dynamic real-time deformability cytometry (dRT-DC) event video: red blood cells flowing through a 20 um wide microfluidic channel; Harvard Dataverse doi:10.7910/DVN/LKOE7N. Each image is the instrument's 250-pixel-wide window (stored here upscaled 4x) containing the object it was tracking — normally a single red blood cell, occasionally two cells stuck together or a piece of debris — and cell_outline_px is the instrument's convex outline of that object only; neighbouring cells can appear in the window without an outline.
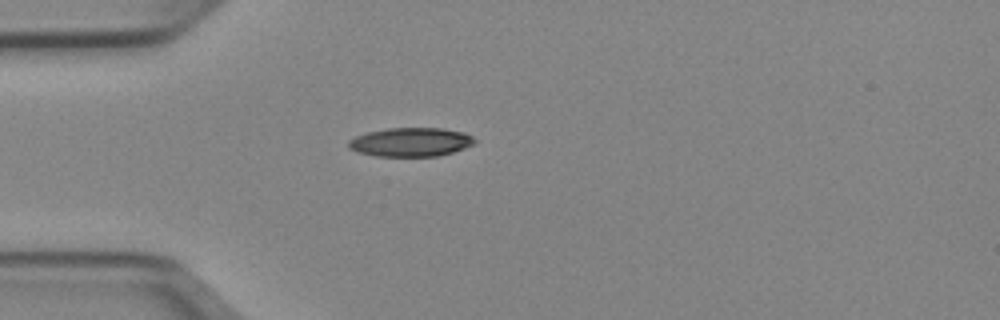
{"species": "Egyptian fruit bat (a non-hibernating species)", "species_latin": "Rousettus aegyptiacus", "temperature_condition": "cold", "stored_images_in_passage": 38, "camera_frame_rate_fps": 3000, "um_per_image_px": 0.085, "animal": {"sex": "female"}, "frame": {"image": 1, "passage_image": 1, "time_ms": 0.0, "image_size_px": [1000, 320], "cell_outline_px": [[476, 144], [452, 152], [436, 156], [376, 156], [356, 152], [348, 148], [348, 140], [356, 136], [368, 132], [388, 128], [444, 128], [464, 132], [472, 136], [476, 140]], "centroid_in_image_um": [34.91, 12.07], "position_along_channel_um": 50.1, "area_um2": 21.33}}
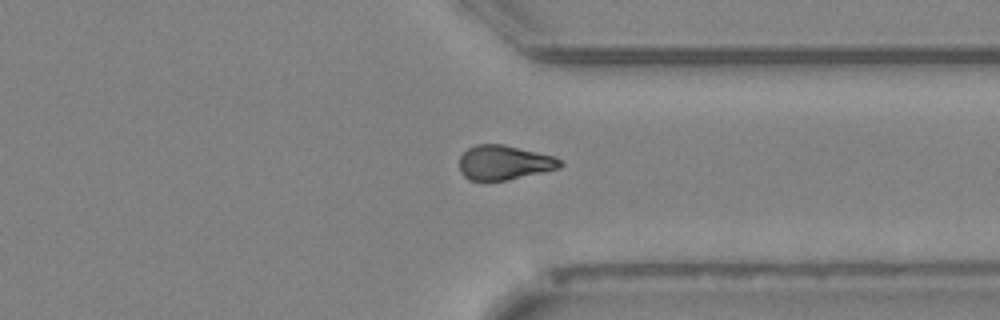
{"frame": {"image": 2, "passage_image": 26, "time_ms": 8.333, "image_size_px": [1000, 320], "cell_outline_px": [[564, 164], [560, 168], [508, 180], [468, 180], [460, 172], [460, 156], [468, 148], [476, 144], [504, 144], [556, 156], [564, 160]], "centroid_in_image_um": [42.9, 13.81], "position_along_channel_um": 368.5, "area_um2": 20.52}}
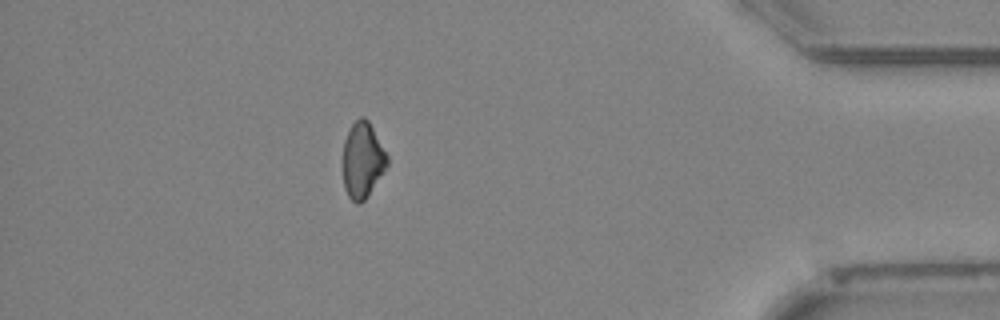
{"frame": {"image": 3, "passage_image": 32, "time_ms": 10.333, "image_size_px": [1000, 320], "cell_outline_px": [[388, 164], [368, 196], [360, 204], [356, 204], [348, 196], [344, 188], [344, 140], [352, 124], [360, 116], [364, 116], [368, 120], [388, 156]], "centroid_in_image_um": [30.82, 13.62], "position_along_channel_um": 404.4, "area_um2": 19.31}, "authors_computed_cell_mechanics": {"area_um2": 21.0103, "velocity_mm_per_s": 3.965, "shape_relaxation_time_tau1_ms": 6.4548, "shape_relaxation_time_tau2_ms": null, "deformation_change_tau1": 0.1365, "deformation_change_tau2": null}}